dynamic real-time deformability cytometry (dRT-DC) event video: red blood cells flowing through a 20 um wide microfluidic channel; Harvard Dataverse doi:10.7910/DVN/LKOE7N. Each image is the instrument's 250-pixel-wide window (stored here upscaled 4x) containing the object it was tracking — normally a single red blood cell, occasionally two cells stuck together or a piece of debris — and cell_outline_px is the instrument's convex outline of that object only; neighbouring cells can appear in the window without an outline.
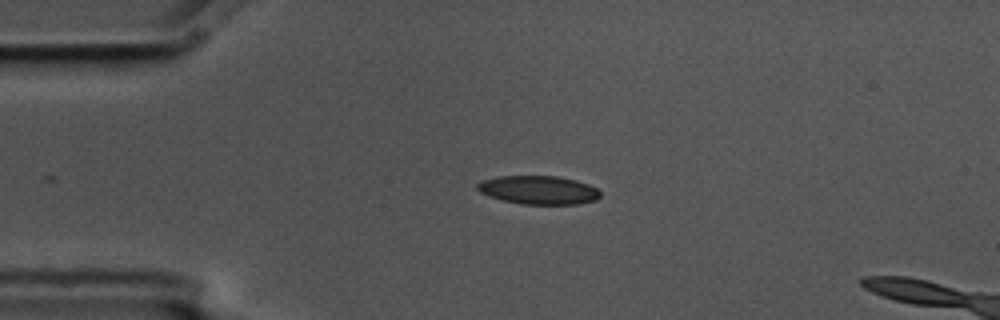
{"species": "common noctule bat (a hibernating species)", "species_latin": "Nyctalus noctula", "temperature_condition": "cold", "stored_images_in_passage": 3, "camera_frame_rate_fps": 3000, "um_per_image_px": 0.085, "animal": {"sex": "male", "body_mass_g": 17.5, "forearm_length_mm": 52.3}, "frame": {"image": 1, "passage_image": 1, "time_ms": 0.0, "image_size_px": [1000, 320], "cell_outline_px": [[600, 196], [596, 200], [576, 204], [520, 204], [504, 200], [480, 192], [476, 188], [476, 184], [480, 180], [500, 176], [556, 176], [576, 180], [588, 184], [596, 188], [600, 192]], "centroid_in_image_um": [45.77, 16.14], "position_along_channel_um": 39.2, "area_um2": 20.35}}